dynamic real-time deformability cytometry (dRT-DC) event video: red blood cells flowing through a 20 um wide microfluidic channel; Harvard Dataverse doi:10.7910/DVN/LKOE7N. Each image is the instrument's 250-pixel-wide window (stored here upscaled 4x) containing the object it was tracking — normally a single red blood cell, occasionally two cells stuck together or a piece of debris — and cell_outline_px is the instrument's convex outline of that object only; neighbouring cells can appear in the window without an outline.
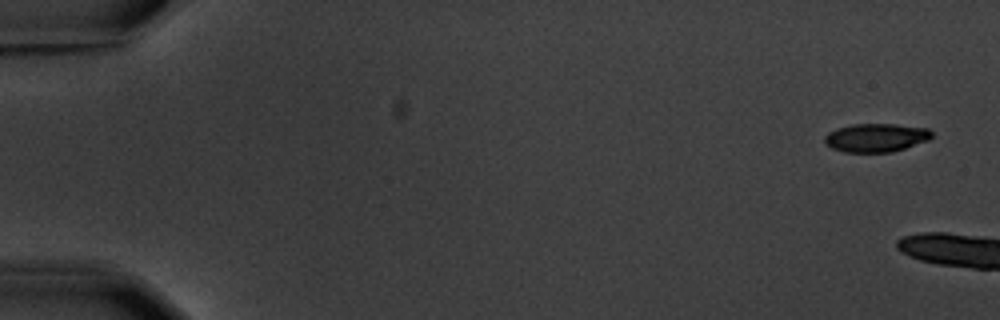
{"species": "common noctule bat (a hibernating species)", "species_latin": "Nyctalus noctula", "temperature_condition": "warm", "stored_images_in_passage": 5, "camera_frame_rate_fps": 3000, "um_per_image_px": 0.085, "animal": {"sex": "male", "body_mass_g": 20.1, "forearm_length_mm": 53.5}, "frame": {"image": 1, "passage_image": 1, "time_ms": 0.0, "image_size_px": [1000, 320], "cell_outline_px": [[932, 136], [928, 140], [892, 152], [844, 152], [832, 148], [824, 144], [824, 136], [828, 132], [836, 128], [852, 124], [896, 124], [928, 128], [932, 132]], "centroid_in_image_um": [74.42, 11.69], "position_along_channel_um": 10.6, "area_um2": 17.86}}